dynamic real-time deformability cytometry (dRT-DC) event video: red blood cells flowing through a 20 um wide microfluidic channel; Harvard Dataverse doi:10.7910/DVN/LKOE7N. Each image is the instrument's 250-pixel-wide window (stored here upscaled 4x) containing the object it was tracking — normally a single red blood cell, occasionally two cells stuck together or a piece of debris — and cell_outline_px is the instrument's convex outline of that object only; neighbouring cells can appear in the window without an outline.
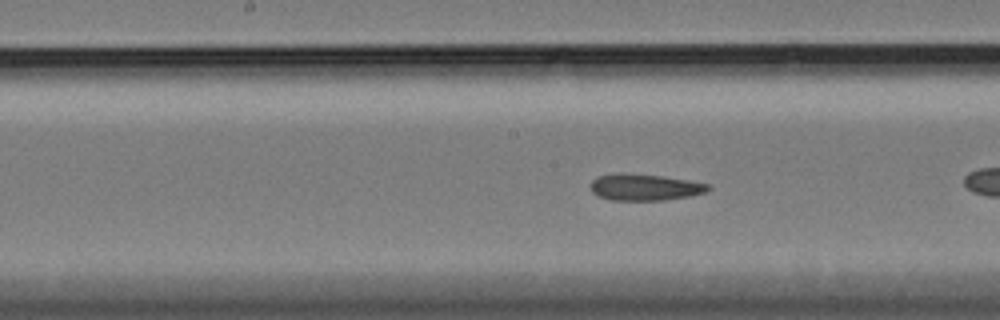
{"species": "Egyptian fruit bat (a non-hibernating species)", "species_latin": "Rousettus aegyptiacus", "temperature_condition": "cold", "stored_images_in_passage": 43, "camera_frame_rate_fps": 3000, "um_per_image_px": 0.085, "animal": {"sex": "female"}, "frame": {"image": 1, "passage_image": 13, "time_ms": 4.0, "image_size_px": [1000, 320], "cell_outline_px": [[712, 188], [704, 192], [688, 196], [664, 200], [612, 200], [600, 196], [592, 192], [588, 188], [592, 180], [596, 176], [616, 172], [624, 172], [664, 176], [688, 180], [708, 184]], "centroid_in_image_um": [54.73, 15.89], "position_along_channel_um": 193.5, "area_um2": 18.38}, "authors_computed_cell_mechanics": {"area_um2": 18.8428, "velocity_mm_per_s": 3.4154, "shape_relaxation_time_tau1_ms": null, "shape_relaxation_time_tau2_ms": 5.1299, "deformation_change_tau1": null, "deformation_change_tau2": 0.0604}}